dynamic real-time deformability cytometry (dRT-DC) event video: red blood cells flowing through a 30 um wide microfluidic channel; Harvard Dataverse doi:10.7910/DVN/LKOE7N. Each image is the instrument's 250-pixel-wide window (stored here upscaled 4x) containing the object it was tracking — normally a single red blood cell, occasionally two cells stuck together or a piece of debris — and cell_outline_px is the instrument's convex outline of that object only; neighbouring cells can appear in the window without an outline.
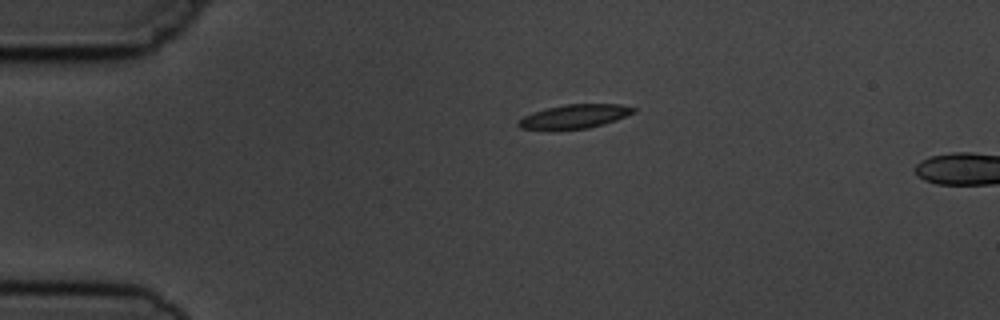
{"species": "common noctule bat (a hibernating species)", "species_latin": "Nyctalus noctula", "temperature_condition": "cold", "stored_images_in_passage": 4, "camera_frame_rate_fps": 3000, "um_per_image_px": 0.085, "animal": {"sex": "male", "body_mass_g": 19.5, "forearm_length_mm": 54.6}, "frame": {"image": 1, "passage_image": 4, "time_ms": 3.667, "image_size_px": [1000, 320], "cell_outline_px": [[636, 112], [616, 120], [604, 124], [588, 128], [552, 132], [520, 128], [516, 124], [516, 120], [532, 112], [564, 104], [620, 104], [636, 108]], "centroid_in_image_um": [48.76, 9.93], "position_along_channel_um": 36.2, "area_um2": 16.7}}